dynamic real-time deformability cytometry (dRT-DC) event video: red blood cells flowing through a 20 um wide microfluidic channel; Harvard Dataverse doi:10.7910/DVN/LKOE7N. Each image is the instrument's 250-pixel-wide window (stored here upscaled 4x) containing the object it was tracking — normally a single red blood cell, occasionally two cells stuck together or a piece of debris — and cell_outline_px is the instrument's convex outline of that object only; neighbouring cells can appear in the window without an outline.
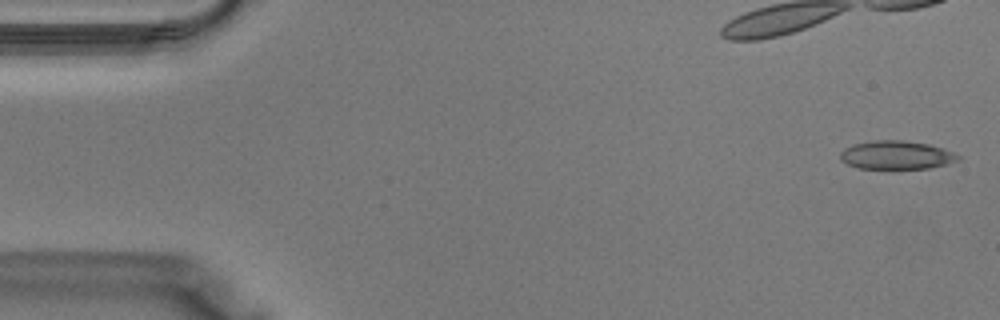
{"species": "Egyptian fruit bat (a non-hibernating species)", "species_latin": "Rousettus aegyptiacus", "temperature_condition": "warm", "stored_images_in_passage": 39, "camera_frame_rate_fps": 3000, "um_per_image_px": 0.085, "animal": {"sex": "male"}, "frame": {"image": 1, "passage_image": 1, "time_ms": 0.0, "image_size_px": [1000, 320], "cell_outline_px": [[960, 156], [956, 160], [944, 164], [928, 168], [860, 168], [848, 164], [840, 160], [840, 152], [844, 148], [852, 144], [872, 140], [900, 140], [928, 144], [944, 148], [956, 152]], "centroid_in_image_um": [76.16, 13.16], "position_along_channel_um": 8.8, "area_um2": 19.42}}